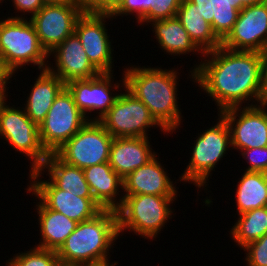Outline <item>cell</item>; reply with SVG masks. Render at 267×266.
I'll return each mask as SVG.
<instances>
[{"label": "cell", "instance_id": "6da1fadb", "mask_svg": "<svg viewBox=\"0 0 267 266\" xmlns=\"http://www.w3.org/2000/svg\"><path fill=\"white\" fill-rule=\"evenodd\" d=\"M190 71L193 82L212 97L218 112L261 103L263 97L260 52L235 51L223 46L204 53ZM205 57L207 59H205ZM211 57V58H210ZM255 99V100H254ZM254 100V101H253Z\"/></svg>", "mask_w": 267, "mask_h": 266}, {"label": "cell", "instance_id": "7a4b0ae2", "mask_svg": "<svg viewBox=\"0 0 267 266\" xmlns=\"http://www.w3.org/2000/svg\"><path fill=\"white\" fill-rule=\"evenodd\" d=\"M133 66L122 73L125 77V87L148 107L151 115L167 134L173 133L183 120L177 100L179 72L175 68L164 70L160 67Z\"/></svg>", "mask_w": 267, "mask_h": 266}, {"label": "cell", "instance_id": "3957f363", "mask_svg": "<svg viewBox=\"0 0 267 266\" xmlns=\"http://www.w3.org/2000/svg\"><path fill=\"white\" fill-rule=\"evenodd\" d=\"M118 236L117 212L102 209L93 218L77 224L57 251L59 262L84 266L108 263L109 249L116 245Z\"/></svg>", "mask_w": 267, "mask_h": 266}, {"label": "cell", "instance_id": "277c9868", "mask_svg": "<svg viewBox=\"0 0 267 266\" xmlns=\"http://www.w3.org/2000/svg\"><path fill=\"white\" fill-rule=\"evenodd\" d=\"M0 58L12 75L28 64H34L39 70L47 69L49 64V55L40 45L35 27L28 18L0 20Z\"/></svg>", "mask_w": 267, "mask_h": 266}, {"label": "cell", "instance_id": "5b68a950", "mask_svg": "<svg viewBox=\"0 0 267 266\" xmlns=\"http://www.w3.org/2000/svg\"><path fill=\"white\" fill-rule=\"evenodd\" d=\"M123 196L122 204L116 210L119 237L129 230L149 240L157 237L168 219L172 218L170 206L177 198L152 194Z\"/></svg>", "mask_w": 267, "mask_h": 266}, {"label": "cell", "instance_id": "8992f818", "mask_svg": "<svg viewBox=\"0 0 267 266\" xmlns=\"http://www.w3.org/2000/svg\"><path fill=\"white\" fill-rule=\"evenodd\" d=\"M217 123L209 129L200 131L192 149L190 161L184 173L179 177L180 182L193 183L195 187L208 186V177L213 169L231 146L230 131L225 119L218 114Z\"/></svg>", "mask_w": 267, "mask_h": 266}, {"label": "cell", "instance_id": "52a82bcc", "mask_svg": "<svg viewBox=\"0 0 267 266\" xmlns=\"http://www.w3.org/2000/svg\"><path fill=\"white\" fill-rule=\"evenodd\" d=\"M122 77L120 82L125 92L119 93L114 105L100 119L102 126L113 138L148 137V129L158 126L166 134L167 131L151 115L148 107L125 87V77Z\"/></svg>", "mask_w": 267, "mask_h": 266}, {"label": "cell", "instance_id": "ba28073f", "mask_svg": "<svg viewBox=\"0 0 267 266\" xmlns=\"http://www.w3.org/2000/svg\"><path fill=\"white\" fill-rule=\"evenodd\" d=\"M88 120L76 106L72 94L64 87L56 96L45 120L39 125V137L48 154L55 153Z\"/></svg>", "mask_w": 267, "mask_h": 266}, {"label": "cell", "instance_id": "9c48e42d", "mask_svg": "<svg viewBox=\"0 0 267 266\" xmlns=\"http://www.w3.org/2000/svg\"><path fill=\"white\" fill-rule=\"evenodd\" d=\"M113 139L99 121H88L55 154L65 163L83 170L109 162Z\"/></svg>", "mask_w": 267, "mask_h": 266}, {"label": "cell", "instance_id": "30bf717a", "mask_svg": "<svg viewBox=\"0 0 267 266\" xmlns=\"http://www.w3.org/2000/svg\"><path fill=\"white\" fill-rule=\"evenodd\" d=\"M0 138L9 142L15 151L28 157L31 169H39L48 157L39 137V126L26 114L24 108L5 103L0 113Z\"/></svg>", "mask_w": 267, "mask_h": 266}, {"label": "cell", "instance_id": "8fae6325", "mask_svg": "<svg viewBox=\"0 0 267 266\" xmlns=\"http://www.w3.org/2000/svg\"><path fill=\"white\" fill-rule=\"evenodd\" d=\"M84 11L85 3L47 4L28 18L47 54L74 33L75 23Z\"/></svg>", "mask_w": 267, "mask_h": 266}, {"label": "cell", "instance_id": "7c38bea8", "mask_svg": "<svg viewBox=\"0 0 267 266\" xmlns=\"http://www.w3.org/2000/svg\"><path fill=\"white\" fill-rule=\"evenodd\" d=\"M30 185L25 189L32 192L49 209L62 213L77 223L93 218L102 208L95 202L93 197L75 196L57 188L49 179L42 180V171L35 169L30 171Z\"/></svg>", "mask_w": 267, "mask_h": 266}, {"label": "cell", "instance_id": "4fadbf2b", "mask_svg": "<svg viewBox=\"0 0 267 266\" xmlns=\"http://www.w3.org/2000/svg\"><path fill=\"white\" fill-rule=\"evenodd\" d=\"M219 114L228 125L232 149L267 147V110L261 104L232 107Z\"/></svg>", "mask_w": 267, "mask_h": 266}, {"label": "cell", "instance_id": "5bb4252c", "mask_svg": "<svg viewBox=\"0 0 267 266\" xmlns=\"http://www.w3.org/2000/svg\"><path fill=\"white\" fill-rule=\"evenodd\" d=\"M107 18L111 20L112 16L84 11L77 19L74 28V33L80 39L88 60L100 73L113 72V49L105 24Z\"/></svg>", "mask_w": 267, "mask_h": 266}, {"label": "cell", "instance_id": "9a60e30c", "mask_svg": "<svg viewBox=\"0 0 267 266\" xmlns=\"http://www.w3.org/2000/svg\"><path fill=\"white\" fill-rule=\"evenodd\" d=\"M112 74L113 73H100L98 76L91 79L72 80L65 84V87L72 94L76 106L88 121H100L114 105L119 96L118 93L113 94L111 92L113 88V91H119L118 89H121V84L118 81L115 84L111 82L114 79ZM95 110L98 115L90 119L89 113Z\"/></svg>", "mask_w": 267, "mask_h": 266}, {"label": "cell", "instance_id": "2e32d148", "mask_svg": "<svg viewBox=\"0 0 267 266\" xmlns=\"http://www.w3.org/2000/svg\"><path fill=\"white\" fill-rule=\"evenodd\" d=\"M221 46L235 51L261 52L267 46V1L241 9Z\"/></svg>", "mask_w": 267, "mask_h": 266}, {"label": "cell", "instance_id": "e0dca14e", "mask_svg": "<svg viewBox=\"0 0 267 266\" xmlns=\"http://www.w3.org/2000/svg\"><path fill=\"white\" fill-rule=\"evenodd\" d=\"M48 55L49 57L53 55L56 67L53 65L51 67L49 64L47 69L65 84L72 80L91 79L100 74L88 60L82 43L75 33L68 36Z\"/></svg>", "mask_w": 267, "mask_h": 266}, {"label": "cell", "instance_id": "ac0fdd59", "mask_svg": "<svg viewBox=\"0 0 267 266\" xmlns=\"http://www.w3.org/2000/svg\"><path fill=\"white\" fill-rule=\"evenodd\" d=\"M155 155L145 165L128 174L123 181V195L152 194L157 196L177 197L174 182L168 177L165 168Z\"/></svg>", "mask_w": 267, "mask_h": 266}, {"label": "cell", "instance_id": "d6986e66", "mask_svg": "<svg viewBox=\"0 0 267 266\" xmlns=\"http://www.w3.org/2000/svg\"><path fill=\"white\" fill-rule=\"evenodd\" d=\"M150 137L114 138L109 153V165L124 179L135 169L145 165L156 153L150 146Z\"/></svg>", "mask_w": 267, "mask_h": 266}, {"label": "cell", "instance_id": "ffe728a7", "mask_svg": "<svg viewBox=\"0 0 267 266\" xmlns=\"http://www.w3.org/2000/svg\"><path fill=\"white\" fill-rule=\"evenodd\" d=\"M84 177L89 185L95 202L102 208L117 210L123 201L119 194L123 188V179L113 170L109 162L93 165L83 169ZM118 201L117 198L118 197Z\"/></svg>", "mask_w": 267, "mask_h": 266}, {"label": "cell", "instance_id": "44dd1931", "mask_svg": "<svg viewBox=\"0 0 267 266\" xmlns=\"http://www.w3.org/2000/svg\"><path fill=\"white\" fill-rule=\"evenodd\" d=\"M32 89L27 96L24 110L27 116L40 125L51 108L56 96L65 87V83L48 69L40 71Z\"/></svg>", "mask_w": 267, "mask_h": 266}, {"label": "cell", "instance_id": "7402d4cb", "mask_svg": "<svg viewBox=\"0 0 267 266\" xmlns=\"http://www.w3.org/2000/svg\"><path fill=\"white\" fill-rule=\"evenodd\" d=\"M36 207L41 233V240L36 247L58 251L78 223L62 213L49 209L41 200Z\"/></svg>", "mask_w": 267, "mask_h": 266}, {"label": "cell", "instance_id": "603a6c76", "mask_svg": "<svg viewBox=\"0 0 267 266\" xmlns=\"http://www.w3.org/2000/svg\"><path fill=\"white\" fill-rule=\"evenodd\" d=\"M39 170L43 171V174L48 171L46 175L57 188L72 192L75 196L93 197L83 170L65 163L55 153L48 154Z\"/></svg>", "mask_w": 267, "mask_h": 266}, {"label": "cell", "instance_id": "cb8c5ba5", "mask_svg": "<svg viewBox=\"0 0 267 266\" xmlns=\"http://www.w3.org/2000/svg\"><path fill=\"white\" fill-rule=\"evenodd\" d=\"M158 41L160 49L167 52L169 55L180 56L186 55L190 52L204 53L194 44L188 32L185 30L180 20L175 16L163 20H155L151 23ZM153 24V25H152Z\"/></svg>", "mask_w": 267, "mask_h": 266}, {"label": "cell", "instance_id": "d4e9b609", "mask_svg": "<svg viewBox=\"0 0 267 266\" xmlns=\"http://www.w3.org/2000/svg\"><path fill=\"white\" fill-rule=\"evenodd\" d=\"M176 17L203 53L221 46V40L213 32L211 24L204 20L197 6L190 0H181Z\"/></svg>", "mask_w": 267, "mask_h": 266}, {"label": "cell", "instance_id": "484cf974", "mask_svg": "<svg viewBox=\"0 0 267 266\" xmlns=\"http://www.w3.org/2000/svg\"><path fill=\"white\" fill-rule=\"evenodd\" d=\"M236 188L237 214L267 206L265 172L245 171Z\"/></svg>", "mask_w": 267, "mask_h": 266}, {"label": "cell", "instance_id": "4316f807", "mask_svg": "<svg viewBox=\"0 0 267 266\" xmlns=\"http://www.w3.org/2000/svg\"><path fill=\"white\" fill-rule=\"evenodd\" d=\"M238 216L229 232L232 240L242 249L267 233V206L246 211Z\"/></svg>", "mask_w": 267, "mask_h": 266}, {"label": "cell", "instance_id": "83f0119b", "mask_svg": "<svg viewBox=\"0 0 267 266\" xmlns=\"http://www.w3.org/2000/svg\"><path fill=\"white\" fill-rule=\"evenodd\" d=\"M209 6L212 30L222 41L232 30L241 8L231 0H209Z\"/></svg>", "mask_w": 267, "mask_h": 266}, {"label": "cell", "instance_id": "f1b7e54d", "mask_svg": "<svg viewBox=\"0 0 267 266\" xmlns=\"http://www.w3.org/2000/svg\"><path fill=\"white\" fill-rule=\"evenodd\" d=\"M6 263L7 266H57L60 262L57 251L34 247L24 253L18 252Z\"/></svg>", "mask_w": 267, "mask_h": 266}, {"label": "cell", "instance_id": "f546056e", "mask_svg": "<svg viewBox=\"0 0 267 266\" xmlns=\"http://www.w3.org/2000/svg\"><path fill=\"white\" fill-rule=\"evenodd\" d=\"M181 0H150V11L138 22L140 25L177 15Z\"/></svg>", "mask_w": 267, "mask_h": 266}, {"label": "cell", "instance_id": "4dcf8cb0", "mask_svg": "<svg viewBox=\"0 0 267 266\" xmlns=\"http://www.w3.org/2000/svg\"><path fill=\"white\" fill-rule=\"evenodd\" d=\"M248 266H267V233L243 248Z\"/></svg>", "mask_w": 267, "mask_h": 266}, {"label": "cell", "instance_id": "1f68e13d", "mask_svg": "<svg viewBox=\"0 0 267 266\" xmlns=\"http://www.w3.org/2000/svg\"><path fill=\"white\" fill-rule=\"evenodd\" d=\"M150 11V0H124L121 6L111 15L113 19L116 16L133 15L139 22ZM115 17V18H114Z\"/></svg>", "mask_w": 267, "mask_h": 266}, {"label": "cell", "instance_id": "d6a6232c", "mask_svg": "<svg viewBox=\"0 0 267 266\" xmlns=\"http://www.w3.org/2000/svg\"><path fill=\"white\" fill-rule=\"evenodd\" d=\"M241 155L249 163L246 171L267 173V147L241 150Z\"/></svg>", "mask_w": 267, "mask_h": 266}, {"label": "cell", "instance_id": "836d02e7", "mask_svg": "<svg viewBox=\"0 0 267 266\" xmlns=\"http://www.w3.org/2000/svg\"><path fill=\"white\" fill-rule=\"evenodd\" d=\"M124 0H85V11L93 14L112 15Z\"/></svg>", "mask_w": 267, "mask_h": 266}, {"label": "cell", "instance_id": "e575fe53", "mask_svg": "<svg viewBox=\"0 0 267 266\" xmlns=\"http://www.w3.org/2000/svg\"><path fill=\"white\" fill-rule=\"evenodd\" d=\"M12 2L14 3L13 5L15 6L14 10H17L18 13L19 12H23L21 14V16H12L10 18H25L22 17L23 15H25L26 13H29L31 15H29L30 17H32L34 14H36L45 4L43 2V0H12ZM26 12V13H25Z\"/></svg>", "mask_w": 267, "mask_h": 266}, {"label": "cell", "instance_id": "d590c367", "mask_svg": "<svg viewBox=\"0 0 267 266\" xmlns=\"http://www.w3.org/2000/svg\"><path fill=\"white\" fill-rule=\"evenodd\" d=\"M13 77V75L5 68L2 59L0 58V94H6L8 92L7 89V83L9 84L10 82H8L11 78Z\"/></svg>", "mask_w": 267, "mask_h": 266}, {"label": "cell", "instance_id": "8d00e7d4", "mask_svg": "<svg viewBox=\"0 0 267 266\" xmlns=\"http://www.w3.org/2000/svg\"><path fill=\"white\" fill-rule=\"evenodd\" d=\"M196 6L205 21L210 24V6L209 0H190Z\"/></svg>", "mask_w": 267, "mask_h": 266}, {"label": "cell", "instance_id": "74e56055", "mask_svg": "<svg viewBox=\"0 0 267 266\" xmlns=\"http://www.w3.org/2000/svg\"><path fill=\"white\" fill-rule=\"evenodd\" d=\"M263 93L267 90V46L260 52Z\"/></svg>", "mask_w": 267, "mask_h": 266}, {"label": "cell", "instance_id": "f35d334b", "mask_svg": "<svg viewBox=\"0 0 267 266\" xmlns=\"http://www.w3.org/2000/svg\"><path fill=\"white\" fill-rule=\"evenodd\" d=\"M267 0H236V4L243 9L244 7H248L250 5L260 4Z\"/></svg>", "mask_w": 267, "mask_h": 266}, {"label": "cell", "instance_id": "ab89813d", "mask_svg": "<svg viewBox=\"0 0 267 266\" xmlns=\"http://www.w3.org/2000/svg\"><path fill=\"white\" fill-rule=\"evenodd\" d=\"M44 4L85 3V0H43Z\"/></svg>", "mask_w": 267, "mask_h": 266}, {"label": "cell", "instance_id": "60d3db41", "mask_svg": "<svg viewBox=\"0 0 267 266\" xmlns=\"http://www.w3.org/2000/svg\"><path fill=\"white\" fill-rule=\"evenodd\" d=\"M8 97V94H0V113H1V110H2V107H3V105L6 103V102H8V101H6L7 98Z\"/></svg>", "mask_w": 267, "mask_h": 266}, {"label": "cell", "instance_id": "b9f144b4", "mask_svg": "<svg viewBox=\"0 0 267 266\" xmlns=\"http://www.w3.org/2000/svg\"><path fill=\"white\" fill-rule=\"evenodd\" d=\"M264 108H267V90L263 93V97L260 103Z\"/></svg>", "mask_w": 267, "mask_h": 266}, {"label": "cell", "instance_id": "7bdbcfd3", "mask_svg": "<svg viewBox=\"0 0 267 266\" xmlns=\"http://www.w3.org/2000/svg\"><path fill=\"white\" fill-rule=\"evenodd\" d=\"M118 262H114L112 264L108 263H104V264H99V265H89V266H116ZM84 266V265H83Z\"/></svg>", "mask_w": 267, "mask_h": 266}, {"label": "cell", "instance_id": "ee69618b", "mask_svg": "<svg viewBox=\"0 0 267 266\" xmlns=\"http://www.w3.org/2000/svg\"><path fill=\"white\" fill-rule=\"evenodd\" d=\"M57 266H83V265H74V264H63V263H59Z\"/></svg>", "mask_w": 267, "mask_h": 266}]
</instances>
